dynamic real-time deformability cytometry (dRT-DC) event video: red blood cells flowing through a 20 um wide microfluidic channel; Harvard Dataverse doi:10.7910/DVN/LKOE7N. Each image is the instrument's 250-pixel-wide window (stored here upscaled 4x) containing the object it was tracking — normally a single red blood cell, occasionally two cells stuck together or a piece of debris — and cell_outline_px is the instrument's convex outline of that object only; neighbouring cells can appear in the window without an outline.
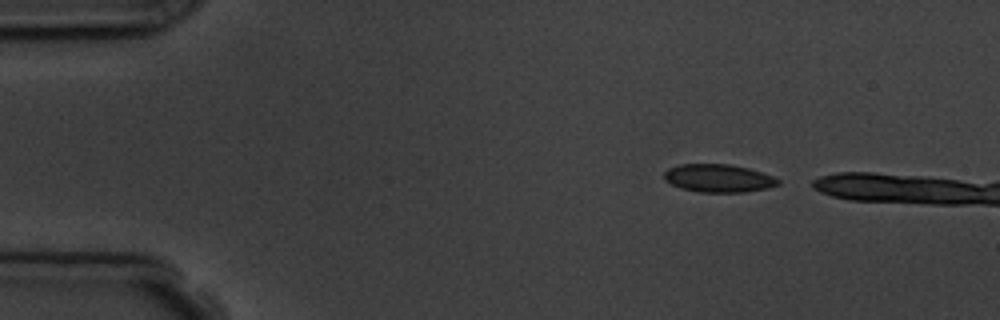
{"species": "common noctule bat (a hibernating species)", "species_latin": "Nyctalus noctula", "temperature_condition": "room temperature", "stored_images_in_passage": 3, "camera_frame_rate_fps": 3000, "um_per_image_px": 0.085, "animal": {"sex": "male", "body_mass_g": 19.5, "forearm_length_mm": 54.6}, "frame": {"image": 1, "passage_image": 1, "time_ms": 0.0, "image_size_px": [1000, 320], "cell_outline_px": [[780, 184], [768, 188], [744, 192], [700, 192], [684, 188], [672, 184], [664, 180], [664, 172], [668, 168], [680, 164], [728, 164], [748, 168], [764, 172], [776, 176], [780, 180]], "centroid_in_image_um": [61.12, 15.14], "position_along_channel_um": 23.9, "area_um2": 18.67}}